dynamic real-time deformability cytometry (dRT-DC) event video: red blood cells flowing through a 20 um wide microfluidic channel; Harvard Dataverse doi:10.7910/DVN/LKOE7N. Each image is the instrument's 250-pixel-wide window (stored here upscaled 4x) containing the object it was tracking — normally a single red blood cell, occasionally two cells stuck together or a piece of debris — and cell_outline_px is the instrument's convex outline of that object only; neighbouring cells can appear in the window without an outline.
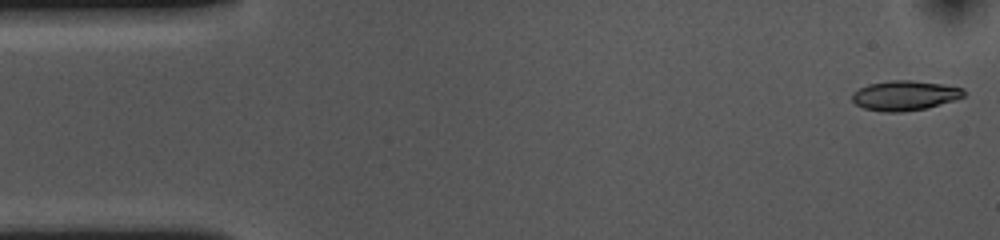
{"species": "common noctule bat (a hibernating species)", "species_latin": "Nyctalus noctula", "temperature_condition": "cold", "stored_images_in_passage": 53, "camera_frame_rate_fps": 3000, "um_per_image_px": 0.085, "animal": {"sex": "female", "body_mass_g": 10.0, "forearm_length_mm": 53.1}, "frame": {"image": 1, "passage_image": 1, "time_ms": 0.0, "image_size_px": [1000, 240], "cell_outline_px": [[964, 96], [956, 100], [924, 108], [900, 112], [880, 112], [864, 108], [856, 104], [852, 100], [852, 92], [868, 84], [892, 80], [912, 80], [940, 84], [964, 88]], "centroid_in_image_um": [76.88, 8.12], "position_along_channel_um": 8.1, "area_um2": 19.31}}
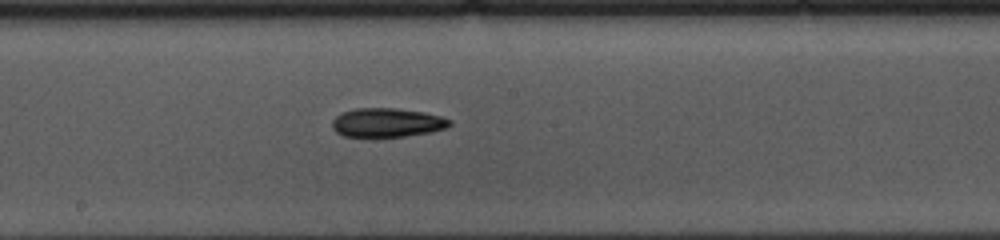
{"frame": {"image": 2, "passage_image": 27, "time_ms": 8.667, "image_size_px": [1000, 240], "cell_outline_px": [[452, 124], [448, 128], [432, 132], [404, 136], [344, 136], [336, 132], [332, 128], [332, 120], [340, 112], [356, 108], [396, 108], [424, 112], [440, 116], [452, 120]], "centroid_in_image_um": [32.92, 10.41], "position_along_channel_um": 215.3, "area_um2": 19.94}}
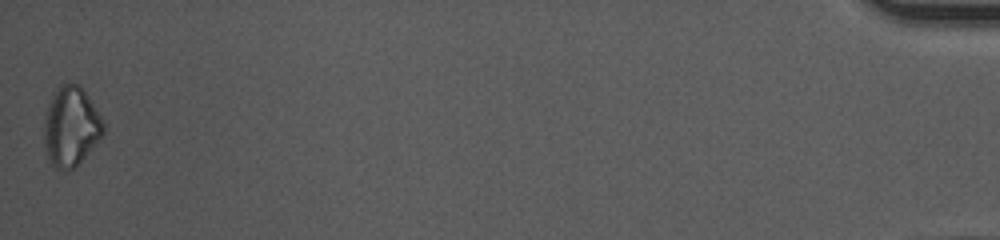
{"frame": {"image": 3, "passage_image": 53, "time_ms": 17.333, "image_size_px": [1000, 240], "cell_outline_px": [[104, 132], [84, 156], [68, 172], [56, 168], [52, 164], [48, 156], [44, 144], [44, 120], [48, 104], [60, 84], [80, 84], [100, 116], [104, 124]], "centroid_in_image_um": [6.0, 10.75], "position_along_channel_um": 429.2, "area_um2": 26.82}, "authors_computed_cell_mechanics": {"area_um2": 19.8254, "velocity_mm_per_s": 3.6426, "shape_relaxation_time_tau1_ms": 4.6172, "shape_relaxation_time_tau2_ms": null, "deformation_change_tau1": 0.1208, "deformation_change_tau2": null}}